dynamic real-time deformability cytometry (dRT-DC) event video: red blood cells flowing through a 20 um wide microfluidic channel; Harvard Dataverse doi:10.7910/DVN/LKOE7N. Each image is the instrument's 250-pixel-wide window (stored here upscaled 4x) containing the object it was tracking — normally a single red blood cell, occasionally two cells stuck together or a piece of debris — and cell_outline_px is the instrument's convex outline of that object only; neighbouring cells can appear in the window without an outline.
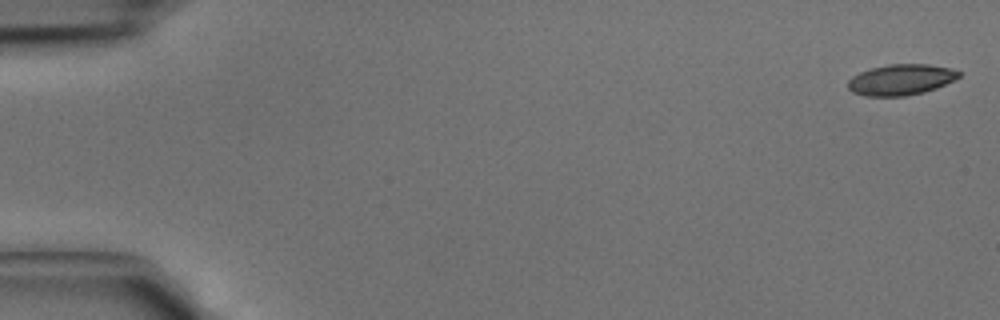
{"species": "common noctule bat (a hibernating species)", "species_latin": "Nyctalus noctula", "temperature_condition": "cold", "stored_images_in_passage": 41, "camera_frame_rate_fps": 3000, "um_per_image_px": 0.085, "animal": {"sex": "male", "body_mass_g": 15.6}, "frame": {"image": 1, "passage_image": 1, "time_ms": 0.0, "image_size_px": [1000, 320], "cell_outline_px": [[960, 76], [936, 88], [924, 92], [904, 96], [864, 96], [852, 92], [848, 88], [848, 80], [852, 76], [860, 72], [872, 68], [888, 64], [928, 64], [948, 68], [960, 72]], "centroid_in_image_um": [76.53, 6.78], "position_along_channel_um": 8.5, "area_um2": 19.77}}
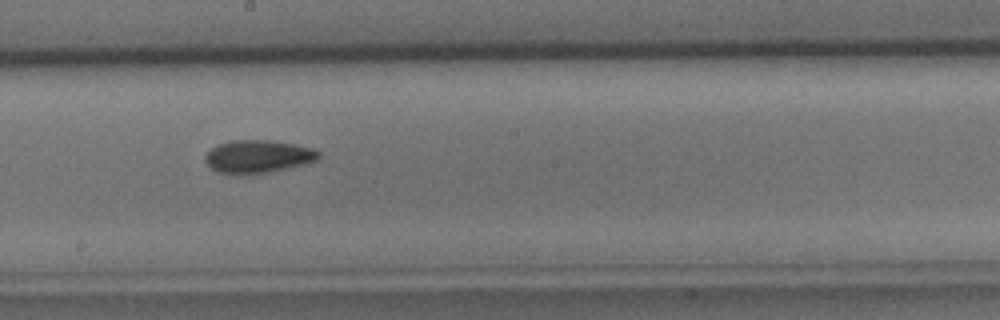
{"frame": {"image": 2, "passage_image": 24, "time_ms": 7.667, "image_size_px": [1000, 320], "cell_outline_px": [[320, 156], [316, 160], [304, 164], [288, 168], [268, 172], [216, 172], [204, 160], [204, 156], [216, 144], [232, 140], [272, 140], [296, 144], [312, 148], [320, 152]], "centroid_in_image_um": [21.95, 13.26], "position_along_channel_um": 226.3, "area_um2": 21.33}}
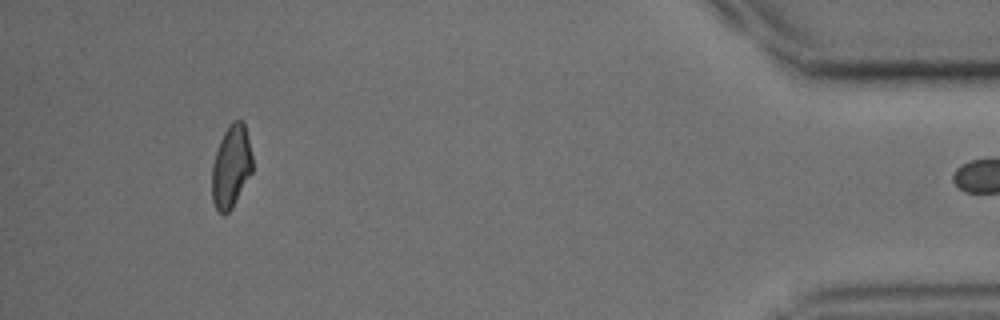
{"frame": {"image": 3, "passage_image": 40, "time_ms": 13.0, "image_size_px": [1000, 320], "cell_outline_px": [[252, 172], [232, 208], [224, 216], [216, 208], [212, 200], [212, 164], [220, 140], [228, 124], [232, 120], [244, 120], [252, 156]], "centroid_in_image_um": [19.64, 14.14], "position_along_channel_um": 415.6, "area_um2": 19.54}}